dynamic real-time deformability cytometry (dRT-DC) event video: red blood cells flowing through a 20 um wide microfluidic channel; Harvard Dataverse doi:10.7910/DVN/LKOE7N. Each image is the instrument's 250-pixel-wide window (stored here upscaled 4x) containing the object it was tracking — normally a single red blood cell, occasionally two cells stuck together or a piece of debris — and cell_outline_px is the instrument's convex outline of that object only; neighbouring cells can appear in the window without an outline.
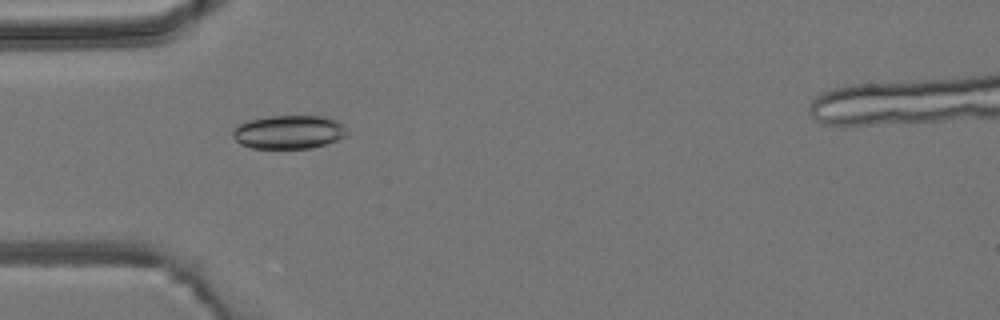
{"species": "common noctule bat (a hibernating species)", "species_latin": "Nyctalus noctula", "temperature_condition": "room temperature", "stored_images_in_passage": 3, "camera_frame_rate_fps": 3000, "um_per_image_px": 0.085, "animal": {"sex": "male", "body_mass_g": 19.2, "forearm_length_mm": 51.8}, "frame": {"image": 1, "passage_image": 1, "time_ms": 0.0, "image_size_px": [1000, 320], "cell_outline_px": [[348, 136], [312, 148], [252, 148], [240, 144], [232, 136], [232, 132], [240, 124], [248, 120], [268, 116], [320, 116], [336, 120], [344, 124], [348, 132]], "centroid_in_image_um": [24.57, 11.22], "position_along_channel_um": 60.4, "area_um2": 22.37}}
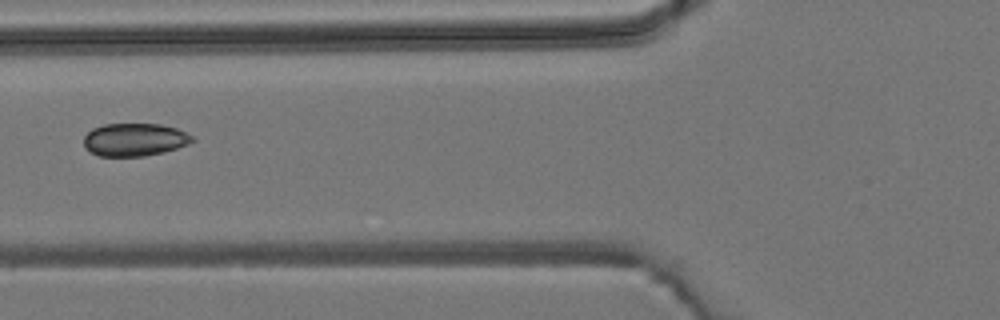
{"frame": {"image": 2, "passage_image": 2, "time_ms": 1.333, "image_size_px": [1000, 320], "cell_outline_px": [[196, 140], [188, 144], [164, 152], [144, 156], [100, 156], [84, 148], [84, 136], [92, 128], [104, 124], [160, 124], [176, 128], [192, 136]], "centroid_in_image_um": [11.43, 11.87], "position_along_channel_um": 114.4, "area_um2": 20.75}}
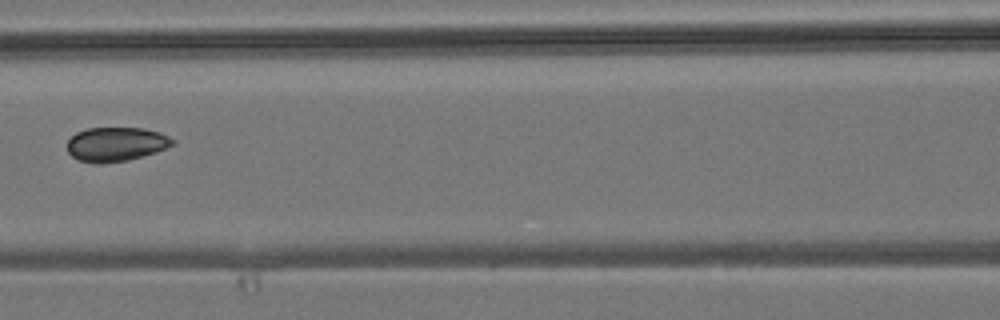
{"frame": {"image": 3, "passage_image": 3, "time_ms": 2.333, "image_size_px": [1000, 320], "cell_outline_px": [[176, 144], [156, 152], [128, 160], [100, 164], [96, 164], [80, 160], [72, 156], [68, 152], [68, 140], [76, 132], [88, 128], [144, 128], [160, 132], [176, 140]], "centroid_in_image_um": [9.89, 12.25], "position_along_channel_um": 156.7, "area_um2": 21.1}}